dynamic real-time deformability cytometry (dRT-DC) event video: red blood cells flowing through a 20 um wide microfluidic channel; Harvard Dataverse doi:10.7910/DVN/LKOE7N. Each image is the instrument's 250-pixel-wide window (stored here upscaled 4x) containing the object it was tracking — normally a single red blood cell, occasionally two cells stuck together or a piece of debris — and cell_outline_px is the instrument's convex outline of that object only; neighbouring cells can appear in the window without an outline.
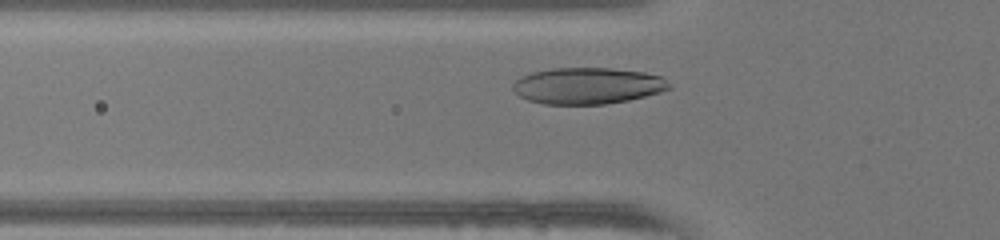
{"species": "human", "species_latin": "Homo sapiens", "temperature_condition": "warm", "stored_images_in_passage": 29, "camera_frame_rate_fps": 3000, "um_per_image_px": 0.085, "donor": {"sex": "female"}, "frame": {"image": 1, "passage_image": 6, "time_ms": 1.667, "image_size_px": [1000, 240], "cell_outline_px": [[672, 88], [660, 92], [628, 100], [604, 104], [544, 104], [528, 100], [520, 96], [512, 88], [512, 84], [520, 76], [532, 72], [552, 68], [612, 68], [644, 72], [664, 76], [672, 84]], "centroid_in_image_um": [49.98, 7.28], "position_along_channel_um": 75.8, "area_um2": 33.41}}
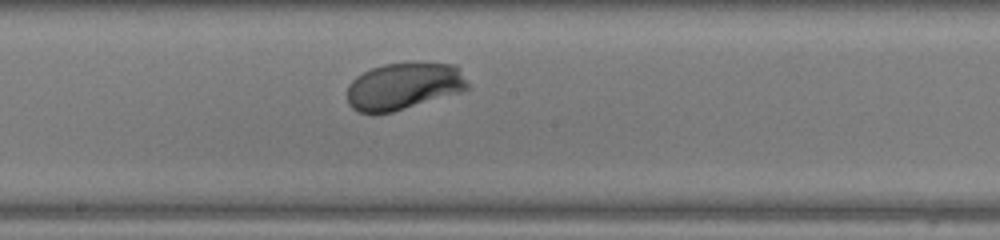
{"frame": {"image": 2, "passage_image": 16, "time_ms": 5.0, "image_size_px": [1000, 240], "cell_outline_px": [[472, 88], [460, 92], [392, 112], [372, 116], [360, 112], [352, 108], [348, 104], [348, 84], [356, 76], [372, 68], [384, 64], [456, 64], [460, 68]], "centroid_in_image_um": [34.31, 7.36], "position_along_channel_um": 213.9, "area_um2": 33.06}}
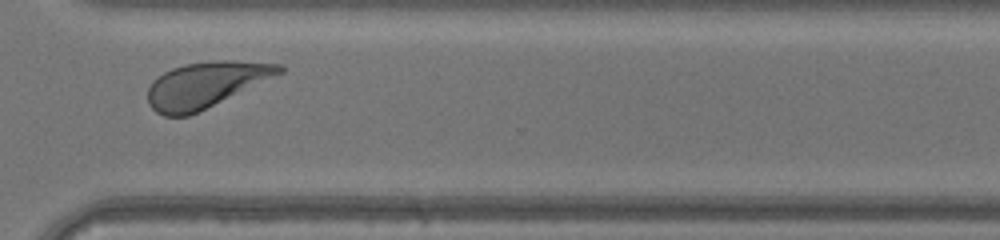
{"frame": {"image": 3, "passage_image": 26, "time_ms": 8.333, "image_size_px": [1000, 240], "cell_outline_px": [[284, 72], [188, 116], [164, 116], [156, 112], [148, 104], [148, 88], [152, 80], [164, 72], [172, 68], [184, 64], [216, 60], [232, 60], [284, 64]], "centroid_in_image_um": [17.47, 7.19], "position_along_channel_um": 353.1, "area_um2": 34.8}, "authors_computed_cell_mechanics": {"area_um2": 33.0616, "velocity_mm_per_s": 4.157, "shape_relaxation_time_tau1_ms": 1.3735, "shape_relaxation_time_tau2_ms": null, "deformation_change_tau1": 0.1259, "deformation_change_tau2": null}}